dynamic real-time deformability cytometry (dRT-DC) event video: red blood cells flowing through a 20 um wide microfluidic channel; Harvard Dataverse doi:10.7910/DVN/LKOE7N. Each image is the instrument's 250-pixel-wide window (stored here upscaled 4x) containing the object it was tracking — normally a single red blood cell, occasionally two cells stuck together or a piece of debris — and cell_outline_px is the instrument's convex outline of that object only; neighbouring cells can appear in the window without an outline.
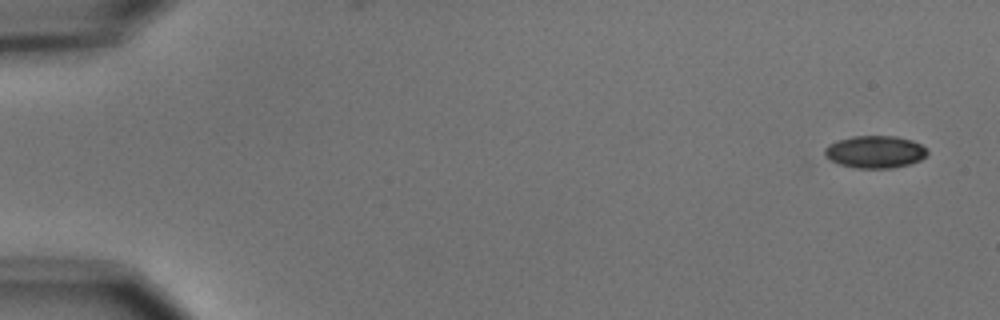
{"species": "common noctule bat (a hibernating species)", "species_latin": "Nyctalus noctula", "temperature_condition": "cold", "stored_images_in_passage": 6, "camera_frame_rate_fps": 3000, "um_per_image_px": 0.085, "animal": {"sex": "male", "body_mass_g": 15.6}, "frame": {"image": 1, "passage_image": 1, "time_ms": 0.0, "image_size_px": [1000, 320], "cell_outline_px": [[928, 152], [920, 160], [908, 164], [892, 168], [856, 168], [840, 164], [824, 156], [824, 148], [828, 144], [852, 136], [896, 136], [912, 140], [920, 144]], "centroid_in_image_um": [74.36, 12.9], "position_along_channel_um": 10.6, "area_um2": 19.19}}
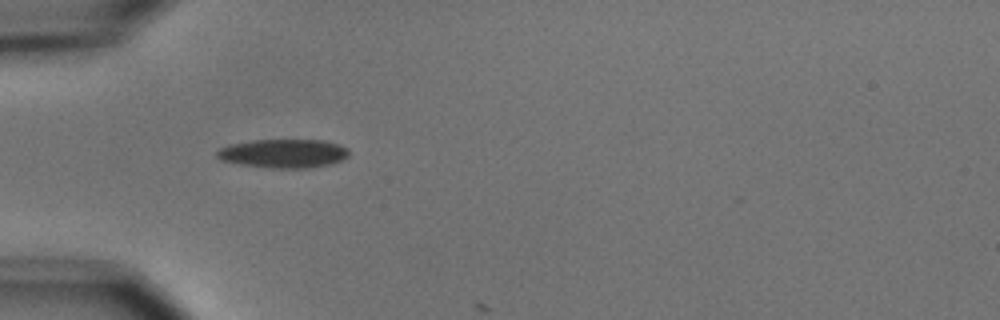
{"frame": {"image": 2, "passage_image": 5, "time_ms": 5.0, "image_size_px": [1000, 320], "cell_outline_px": [[348, 156], [340, 160], [328, 164], [308, 168], [272, 168], [240, 164], [220, 160], [216, 156], [216, 152], [220, 148], [228, 144], [252, 140], [324, 140], [348, 148]], "centroid_in_image_um": [24.04, 13.04], "position_along_channel_um": 61.0, "area_um2": 22.02}}
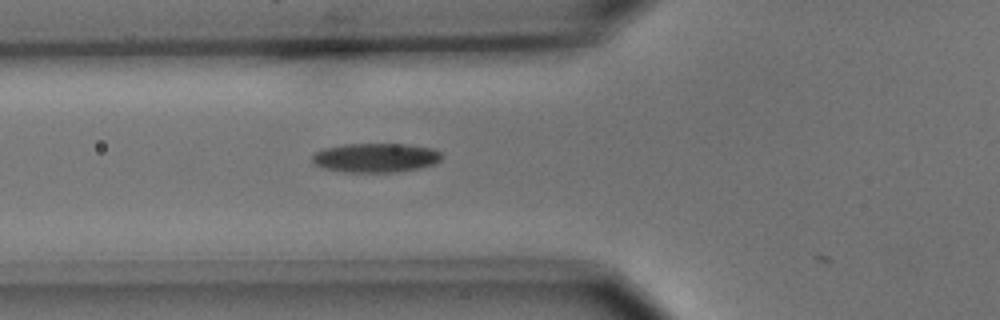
{"frame": {"image": 3, "passage_image": 6, "time_ms": 6.0, "image_size_px": [1000, 320], "cell_outline_px": [[444, 156], [436, 164], [420, 168], [396, 172], [344, 172], [324, 168], [316, 164], [312, 160], [312, 156], [316, 152], [324, 148], [344, 144], [404, 144], [432, 148], [440, 152]], "centroid_in_image_um": [31.97, 13.41], "position_along_channel_um": 93.8, "area_um2": 22.08}}